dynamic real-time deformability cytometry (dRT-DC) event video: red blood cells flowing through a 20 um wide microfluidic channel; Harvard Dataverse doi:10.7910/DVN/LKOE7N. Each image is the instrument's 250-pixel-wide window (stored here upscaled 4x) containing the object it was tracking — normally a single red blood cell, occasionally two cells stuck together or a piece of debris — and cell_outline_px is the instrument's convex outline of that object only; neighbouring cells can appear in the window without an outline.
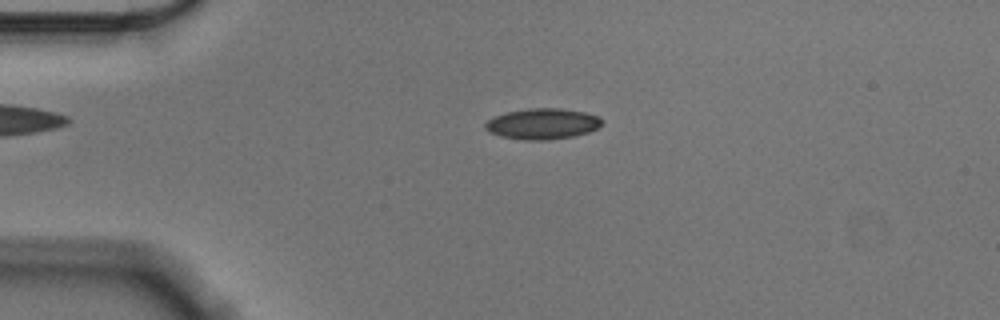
{"species": "Egyptian fruit bat (a non-hibernating species)", "species_latin": "Rousettus aegyptiacus", "temperature_condition": "cold", "stored_images_in_passage": 55, "camera_frame_rate_fps": 3000, "um_per_image_px": 0.085, "animal": {"sex": "male"}, "frame": {"image": 1, "passage_image": 12, "time_ms": 3.667, "image_size_px": [1000, 320], "cell_outline_px": [[604, 120], [596, 128], [588, 132], [572, 136], [548, 140], [524, 140], [500, 136], [488, 132], [484, 128], [484, 124], [488, 120], [496, 116], [508, 112], [528, 108], [560, 108], [584, 112], [596, 116]], "centroid_in_image_um": [46.08, 10.53], "position_along_channel_um": 38.9, "area_um2": 20.81}}
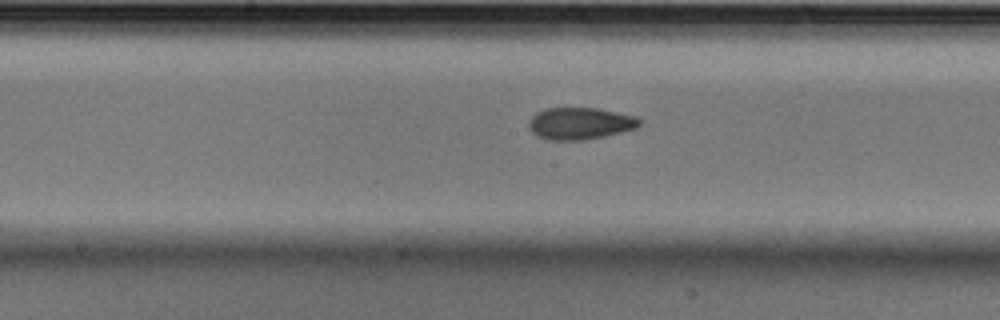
{"frame": {"image": 2, "passage_image": 28, "time_ms": 9.0, "image_size_px": [1000, 320], "cell_outline_px": [[640, 124], [636, 128], [604, 136], [580, 140], [548, 140], [536, 136], [528, 128], [528, 120], [536, 112], [548, 108], [600, 108], [636, 116], [640, 120]], "centroid_in_image_um": [49.27, 10.49], "position_along_channel_um": 198.9, "area_um2": 20.69}}
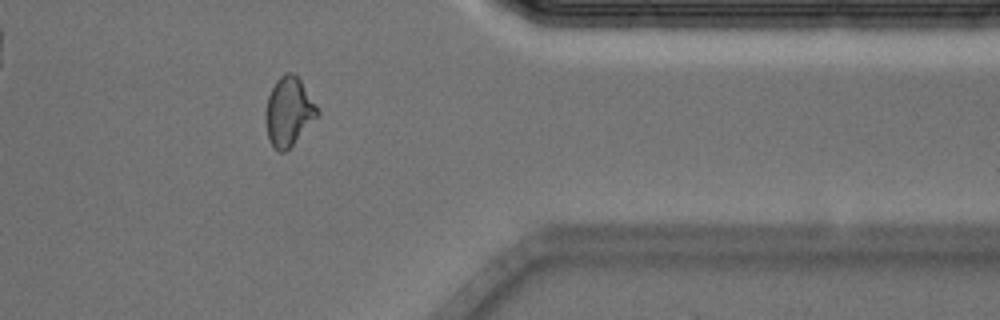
{"frame": {"image": 3, "passage_image": 45, "time_ms": 14.667, "image_size_px": [1000, 320], "cell_outline_px": [[320, 112], [292, 144], [284, 152], [280, 152], [268, 140], [264, 120], [264, 112], [268, 96], [276, 80], [280, 76], [288, 72], [292, 72], [300, 80], [316, 104]], "centroid_in_image_um": [24.5, 9.47], "position_along_channel_um": 386.9, "area_um2": 20.4}, "authors_computed_cell_mechanics": {"area_um2": 20.23, "velocity_mm_per_s": 3.5626, "shape_relaxation_time_tau1_ms": 6.9201, "shape_relaxation_time_tau2_ms": 2.6635, "deformation_change_tau1": 0.1375, "deformation_change_tau2": 0.0773}}